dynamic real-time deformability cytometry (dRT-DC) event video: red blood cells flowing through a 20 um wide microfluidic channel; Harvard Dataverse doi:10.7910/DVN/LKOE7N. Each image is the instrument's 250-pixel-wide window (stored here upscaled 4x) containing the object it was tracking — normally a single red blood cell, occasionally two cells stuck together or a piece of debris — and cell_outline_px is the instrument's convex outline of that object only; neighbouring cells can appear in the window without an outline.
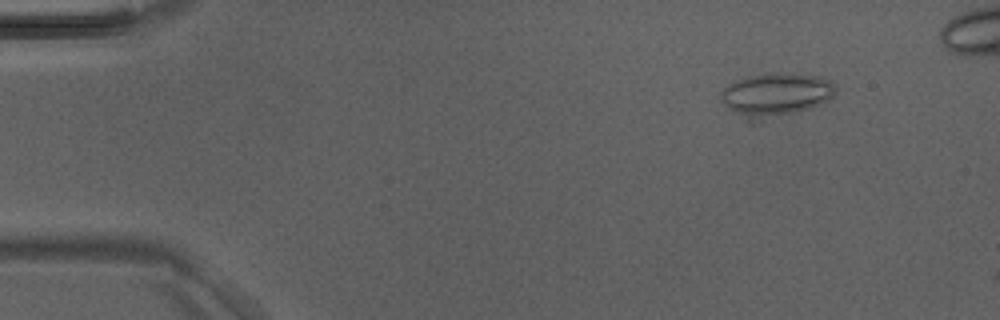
{"species": "Egyptian fruit bat (a non-hibernating species)", "species_latin": "Rousettus aegyptiacus", "temperature_condition": "room temperature", "stored_images_in_passage": 9, "camera_frame_rate_fps": 3000, "um_per_image_px": 0.085, "animal": {"sex": "male"}, "frame": {"image": 1, "passage_image": 6, "time_ms": 1.667, "image_size_px": [1000, 320], "cell_outline_px": [[836, 92], [828, 100], [820, 104], [760, 124], [748, 124], [728, 108], [724, 104], [720, 92], [728, 84], [736, 80], [748, 76], [772, 72], [776, 72], [820, 76], [832, 80], [836, 84]], "centroid_in_image_um": [65.91, 8.1], "position_along_channel_um": 19.1, "area_um2": 30.11}}